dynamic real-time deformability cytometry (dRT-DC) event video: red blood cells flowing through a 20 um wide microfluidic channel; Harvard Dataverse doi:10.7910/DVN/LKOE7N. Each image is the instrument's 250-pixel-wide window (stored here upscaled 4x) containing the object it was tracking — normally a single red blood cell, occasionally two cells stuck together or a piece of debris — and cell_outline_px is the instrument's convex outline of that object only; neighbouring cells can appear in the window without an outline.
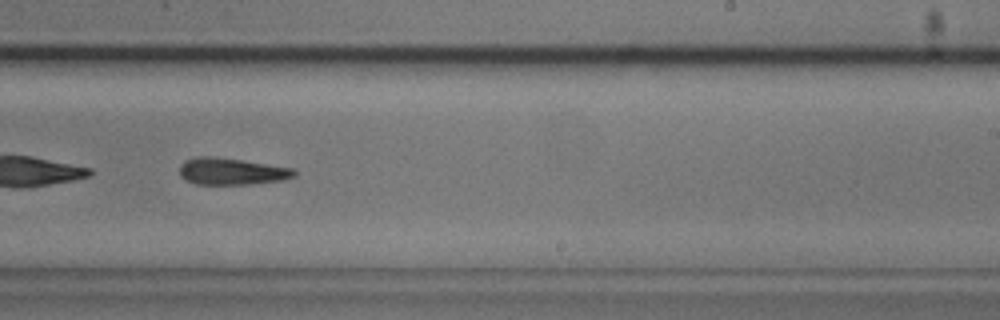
{"species": "common noctule bat (a hibernating species)", "species_latin": "Nyctalus noctula", "temperature_condition": "cold", "stored_images_in_passage": 53, "segment_of_instrument_passage": [2, 2], "camera_frame_rate_fps": 3000, "um_per_image_px": 0.085, "animal": {"sex": "male", "body_mass_g": 20.5, "forearm_length_mm": 52.5}, "frame": {"image": 1, "passage_image": 32, "time_ms": 10.333, "image_size_px": [1000, 320], "cell_outline_px": [[296, 176], [284, 180], [248, 184], [196, 184], [184, 180], [180, 176], [180, 164], [184, 160], [196, 156], [212, 156], [296, 168]], "centroid_in_image_um": [19.68, 14.56], "position_along_channel_um": 269.3, "area_um2": 18.09}}
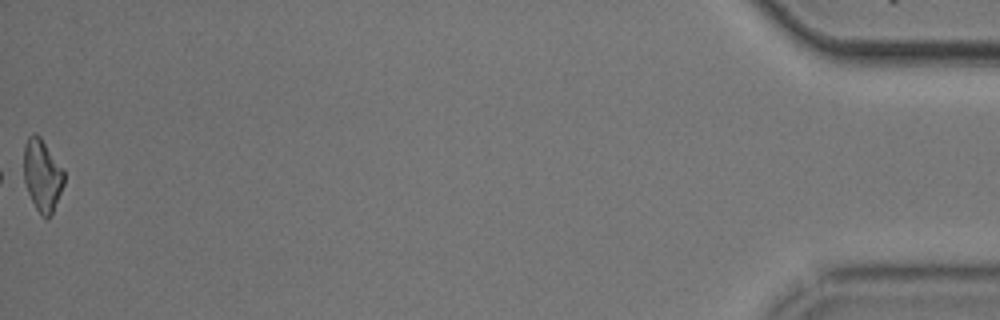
{"frame": {"image": 2, "passage_image": 53, "time_ms": 17.333, "image_size_px": [1000, 320], "cell_outline_px": [[64, 184], [52, 216], [48, 220], [40, 216], [28, 192], [24, 180], [24, 148], [28, 136], [32, 132], [36, 132], [40, 136], [64, 168]], "centroid_in_image_um": [3.61, 14.91], "position_along_channel_um": 431.6, "area_um2": 17.28}}